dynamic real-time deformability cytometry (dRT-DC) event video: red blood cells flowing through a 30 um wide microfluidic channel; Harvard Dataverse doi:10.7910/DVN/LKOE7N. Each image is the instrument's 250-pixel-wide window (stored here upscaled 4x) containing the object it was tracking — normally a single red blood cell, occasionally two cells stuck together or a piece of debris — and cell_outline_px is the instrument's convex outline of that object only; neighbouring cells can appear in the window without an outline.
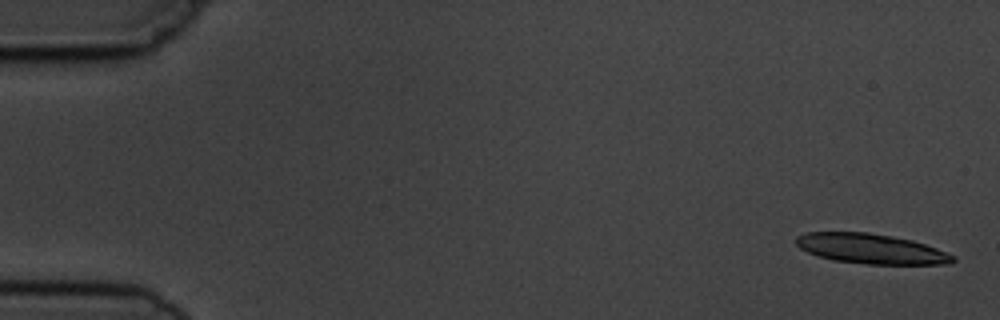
{"species": "common noctule bat (a hibernating species)", "species_latin": "Nyctalus noctula", "temperature_condition": "cold", "stored_images_in_passage": 7, "segment_of_instrument_passage": [1, 2], "camera_frame_rate_fps": 3000, "um_per_image_px": 0.085, "animal": {"sex": "male", "body_mass_g": 19.5, "forearm_length_mm": 54.6}, "frame": {"image": 1, "passage_image": 1, "time_ms": 0.0, "image_size_px": [1000, 320], "cell_outline_px": [[956, 260], [952, 264], [868, 264], [832, 260], [808, 252], [800, 248], [796, 244], [796, 236], [804, 232], [868, 232], [892, 236], [912, 240], [936, 248], [956, 256]], "centroid_in_image_um": [74.05, 21.14], "position_along_channel_um": 11.0, "area_um2": 27.4}}